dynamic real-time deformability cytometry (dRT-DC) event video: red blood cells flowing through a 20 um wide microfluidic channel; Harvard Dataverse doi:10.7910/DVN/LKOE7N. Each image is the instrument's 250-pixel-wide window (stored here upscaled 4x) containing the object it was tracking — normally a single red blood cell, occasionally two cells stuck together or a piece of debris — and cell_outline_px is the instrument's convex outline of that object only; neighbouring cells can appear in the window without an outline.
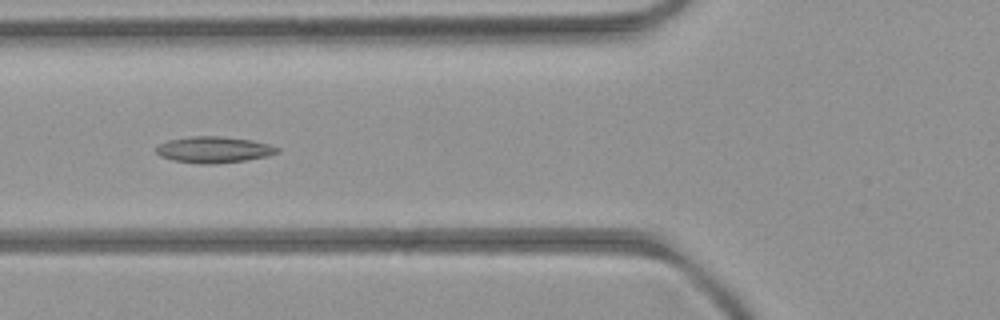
{"species": "common noctule bat (a hibernating species)", "species_latin": "Nyctalus noctula", "temperature_condition": "room temperature", "stored_images_in_passage": 6, "camera_frame_rate_fps": 3000, "um_per_image_px": 0.085, "animal": {"sex": "female", "body_mass_g": 21.9}, "frame": {"image": 1, "passage_image": 6, "time_ms": 5.667, "image_size_px": [1000, 320], "cell_outline_px": [[280, 152], [268, 156], [244, 160], [216, 164], [196, 164], [172, 160], [160, 156], [156, 152], [156, 148], [160, 144], [168, 140], [188, 136], [220, 136], [252, 140], [268, 144], [280, 148]], "centroid_in_image_um": [18.17, 12.72], "position_along_channel_um": 107.6, "area_um2": 18.67}}